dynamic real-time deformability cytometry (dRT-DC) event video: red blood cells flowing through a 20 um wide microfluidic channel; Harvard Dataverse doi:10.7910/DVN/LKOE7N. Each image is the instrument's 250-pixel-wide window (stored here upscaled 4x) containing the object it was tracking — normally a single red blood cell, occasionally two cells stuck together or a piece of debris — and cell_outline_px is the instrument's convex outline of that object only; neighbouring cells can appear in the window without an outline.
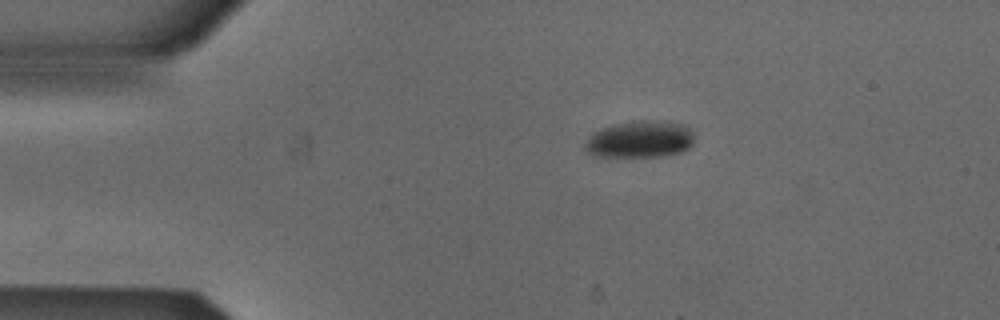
{"species": "Egyptian fruit bat (a non-hibernating species)", "species_latin": "Rousettus aegyptiacus", "temperature_condition": "cold", "stored_images_in_passage": 44, "camera_frame_rate_fps": 3000, "um_per_image_px": 0.085, "animal": {"sex": "male"}, "frame": {"image": 1, "passage_image": 1, "time_ms": 0.0, "image_size_px": [1000, 320], "cell_outline_px": [[692, 144], [688, 148], [680, 152], [660, 156], [592, 156], [584, 148], [584, 144], [592, 132], [600, 128], [616, 124], [640, 120], [652, 120], [684, 124], [692, 128]], "centroid_in_image_um": [54.37, 11.83], "position_along_channel_um": 30.6, "area_um2": 23.47}}
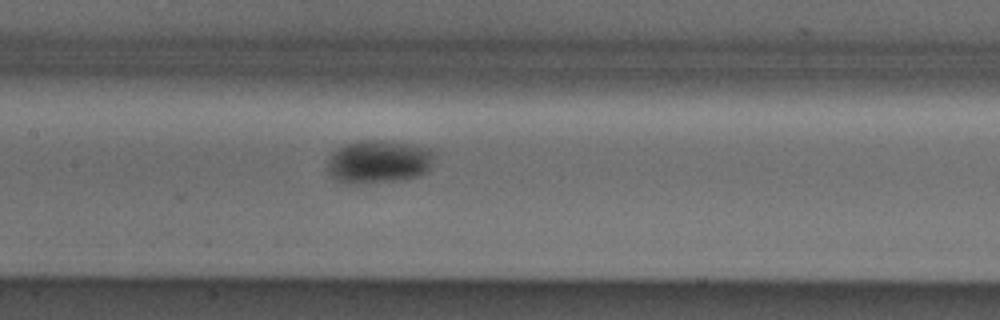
{"frame": {"image": 2, "passage_image": 16, "time_ms": 5.0, "image_size_px": [1000, 320], "cell_outline_px": [[432, 160], [428, 172], [416, 176], [400, 180], [356, 184], [344, 184], [336, 180], [328, 172], [328, 156], [336, 148], [344, 144], [360, 140], [392, 140], [412, 144], [428, 148], [432, 152]], "centroid_in_image_um": [32.13, 13.73], "position_along_channel_um": 175.3, "area_um2": 27.22}}
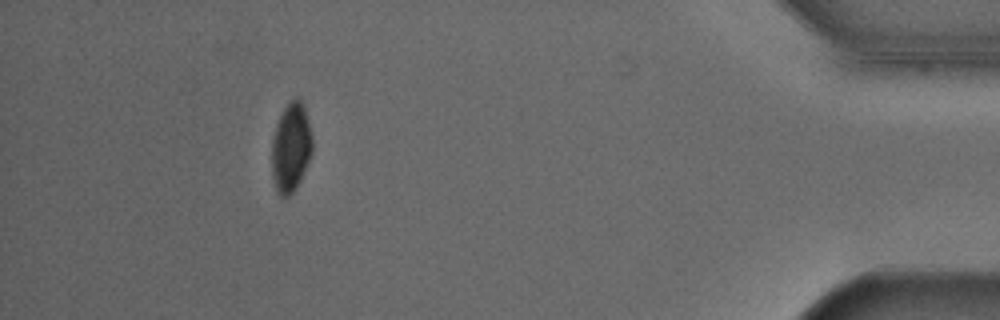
{"frame": {"image": 3, "passage_image": 39, "time_ms": 12.667, "image_size_px": [1000, 320], "cell_outline_px": [[312, 152], [300, 180], [296, 188], [288, 196], [280, 196], [276, 188], [272, 176], [272, 140], [276, 124], [288, 100], [296, 96], [300, 96], [304, 104], [312, 136]], "centroid_in_image_um": [24.73, 12.46], "position_along_channel_um": 410.5, "area_um2": 21.15}, "authors_computed_cell_mechanics": {"area_um2": 23.9292, "velocity_mm_per_s": 3.8836, "shape_relaxation_time_tau1_ms": 3.7684, "shape_relaxation_time_tau2_ms": null, "deformation_change_tau1": 0.0821, "deformation_change_tau2": null}}